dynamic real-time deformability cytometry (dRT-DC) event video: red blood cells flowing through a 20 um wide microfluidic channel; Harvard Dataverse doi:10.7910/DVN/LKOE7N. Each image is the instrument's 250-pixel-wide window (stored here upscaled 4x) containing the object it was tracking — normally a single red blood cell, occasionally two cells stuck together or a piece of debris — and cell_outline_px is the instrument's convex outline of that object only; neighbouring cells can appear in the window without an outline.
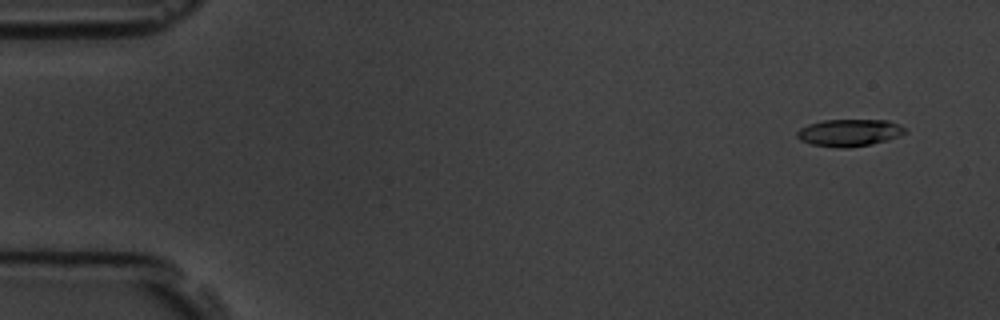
{"species": "common noctule bat (a hibernating species)", "species_latin": "Nyctalus noctula", "temperature_condition": "room temperature", "stored_images_in_passage": 8, "camera_frame_rate_fps": 3000, "um_per_image_px": 0.085, "animal": {"sex": "male", "body_mass_g": 19.5, "forearm_length_mm": 54.6}, "frame": {"image": 1, "passage_image": 2, "time_ms": 1.0, "image_size_px": [1000, 320], "cell_outline_px": [[908, 132], [900, 136], [888, 140], [872, 144], [848, 148], [840, 148], [812, 144], [800, 140], [796, 136], [796, 132], [800, 128], [808, 124], [824, 120], [888, 120], [900, 124]], "centroid_in_image_um": [72.22, 11.28], "position_along_channel_um": 12.8, "area_um2": 17.22}}
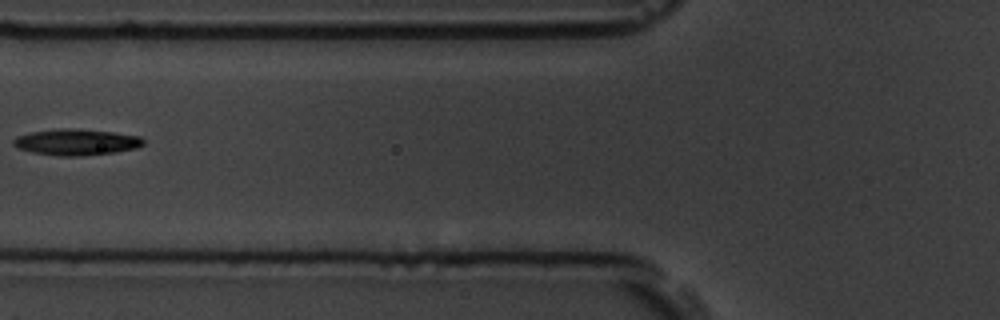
{"frame": {"image": 2, "passage_image": 7, "time_ms": 7.0, "image_size_px": [1000, 320], "cell_outline_px": [[144, 144], [136, 148], [116, 152], [80, 156], [60, 156], [32, 152], [16, 148], [12, 144], [12, 140], [16, 136], [28, 132], [60, 128], [72, 128], [112, 132], [140, 136], [144, 140]], "centroid_in_image_um": [6.44, 12.07], "position_along_channel_um": 119.4, "area_um2": 20.0}}
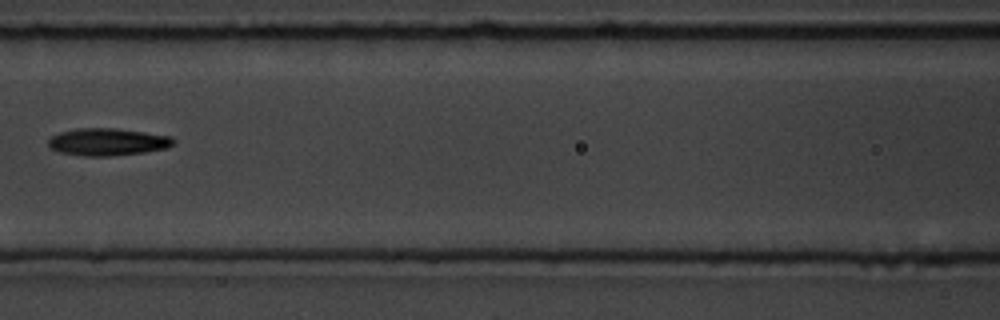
{"frame": {"image": 3, "passage_image": 8, "time_ms": 8.0, "image_size_px": [1000, 320], "cell_outline_px": [[176, 140], [172, 144], [164, 148], [144, 152], [112, 156], [88, 156], [60, 152], [52, 148], [48, 144], [48, 140], [52, 136], [60, 132], [76, 128], [116, 128], [172, 136]], "centroid_in_image_um": [9.15, 12.05], "position_along_channel_um": 157.5, "area_um2": 19.77}}